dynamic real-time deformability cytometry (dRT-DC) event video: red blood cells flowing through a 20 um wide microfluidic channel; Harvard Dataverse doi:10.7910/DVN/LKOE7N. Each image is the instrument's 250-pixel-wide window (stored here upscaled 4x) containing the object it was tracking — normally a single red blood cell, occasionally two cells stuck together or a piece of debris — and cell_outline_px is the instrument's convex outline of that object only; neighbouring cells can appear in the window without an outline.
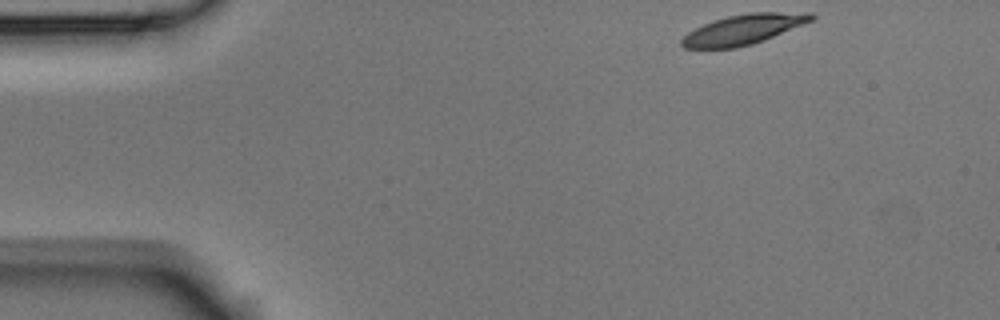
{"species": "Egyptian fruit bat (a non-hibernating species)", "species_latin": "Rousettus aegyptiacus", "temperature_condition": "room temperature", "stored_images_in_passage": 48, "camera_frame_rate_fps": 3000, "um_per_image_px": 0.085, "animal": {"sex": "male"}, "frame": {"image": 1, "passage_image": 1, "time_ms": 0.0, "image_size_px": [1000, 320], "cell_outline_px": [[816, 16], [812, 20], [764, 40], [752, 44], [736, 48], [684, 48], [680, 44], [680, 40], [688, 32], [704, 24], [728, 16], [748, 12], [812, 12]], "centroid_in_image_um": [63.19, 2.5], "position_along_channel_um": 21.8, "area_um2": 22.48}}
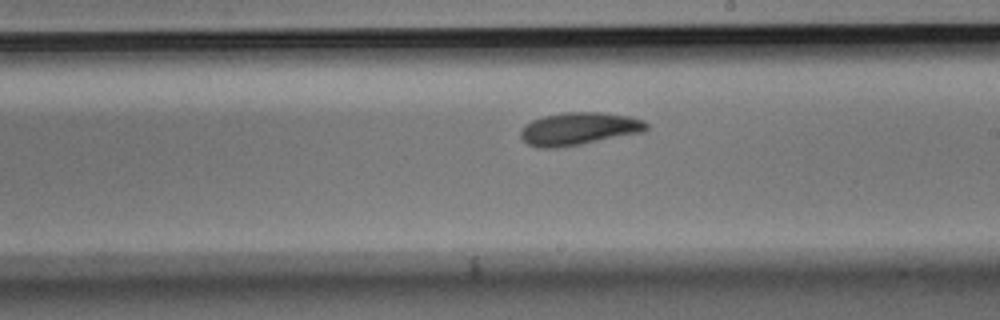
{"frame": {"image": 2, "passage_image": 25, "time_ms": 8.0, "image_size_px": [1000, 320], "cell_outline_px": [[648, 128], [644, 132], [560, 148], [540, 148], [528, 144], [520, 136], [520, 132], [524, 124], [532, 120], [544, 116], [564, 112], [604, 112], [632, 116], [644, 120], [648, 124]], "centroid_in_image_um": [49.23, 10.94], "position_along_channel_um": 239.8, "area_um2": 24.22}}
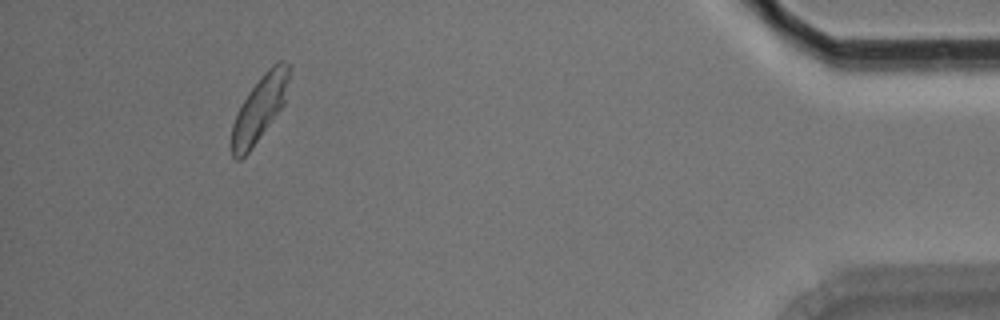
{"frame": {"image": 3, "passage_image": 44, "time_ms": 14.333, "image_size_px": [1000, 320], "cell_outline_px": [[288, 80], [284, 104], [248, 152], [240, 160], [236, 160], [232, 156], [232, 124], [248, 92], [264, 72], [272, 64], [280, 60], [288, 64]], "centroid_in_image_um": [22.05, 9.21], "position_along_channel_um": 413.2, "area_um2": 21.1}, "authors_computed_cell_mechanics": {"area_um2": 22.8599, "velocity_mm_per_s": 3.727, "shape_relaxation_time_tau1_ms": 3.4662, "shape_relaxation_time_tau2_ms": 2.9239, "deformation_change_tau1": 0.1432, "deformation_change_tau2": 0.0902}}